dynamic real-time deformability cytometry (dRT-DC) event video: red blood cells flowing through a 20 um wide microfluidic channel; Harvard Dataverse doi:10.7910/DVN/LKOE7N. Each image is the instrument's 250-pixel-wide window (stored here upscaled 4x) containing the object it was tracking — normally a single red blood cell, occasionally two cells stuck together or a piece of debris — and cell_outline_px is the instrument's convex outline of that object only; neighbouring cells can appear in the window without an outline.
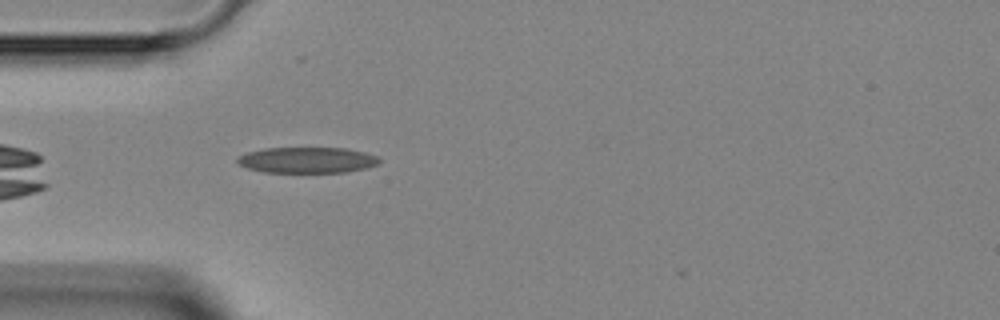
{"species": "Egyptian fruit bat (a non-hibernating species)", "species_latin": "Rousettus aegyptiacus", "temperature_condition": "room temperature", "stored_images_in_passage": 5, "camera_frame_rate_fps": 3000, "um_per_image_px": 0.085, "animal": {"sex": "female"}, "frame": {"image": 1, "passage_image": 4, "time_ms": 3.333, "image_size_px": [1000, 320], "cell_outline_px": [[380, 160], [376, 164], [364, 168], [344, 172], [264, 172], [248, 168], [240, 164], [236, 160], [236, 156], [248, 152], [264, 148], [344, 148], [364, 152], [376, 156]], "centroid_in_image_um": [26.05, 13.6], "position_along_channel_um": 58.9, "area_um2": 21.15}}